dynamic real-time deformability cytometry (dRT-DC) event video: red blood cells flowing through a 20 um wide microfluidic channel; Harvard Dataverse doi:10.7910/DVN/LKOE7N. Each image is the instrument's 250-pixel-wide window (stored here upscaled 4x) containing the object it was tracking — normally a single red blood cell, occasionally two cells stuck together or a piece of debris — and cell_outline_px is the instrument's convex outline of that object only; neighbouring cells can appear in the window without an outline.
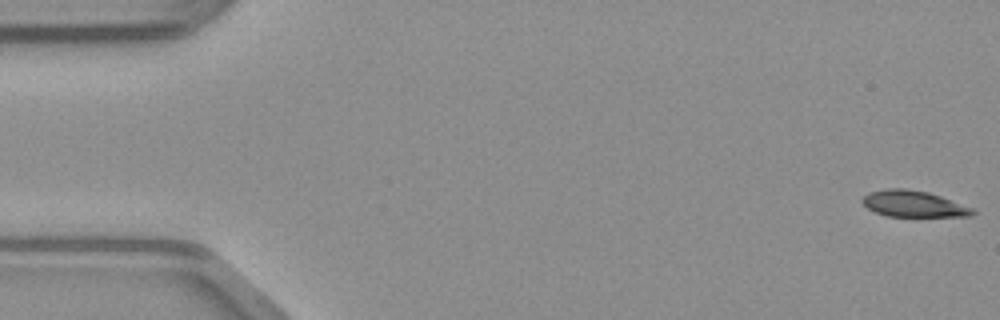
{"species": "common noctule bat (a hibernating species)", "species_latin": "Nyctalus noctula", "temperature_condition": "warm", "stored_images_in_passage": 49, "camera_frame_rate_fps": 3000, "um_per_image_px": 0.085, "animal": {"sex": "male", "body_mass_g": 23.1, "forearm_length_mm": 52.7}, "frame": {"image": 1, "passage_image": 1, "time_ms": 0.0, "image_size_px": [1000, 320], "cell_outline_px": [[976, 212], [972, 216], [888, 216], [876, 212], [868, 208], [860, 200], [868, 192], [888, 188], [904, 188], [928, 192], [940, 196], [972, 208]], "centroid_in_image_um": [77.62, 17.32], "position_along_channel_um": 7.4, "area_um2": 16.7}}
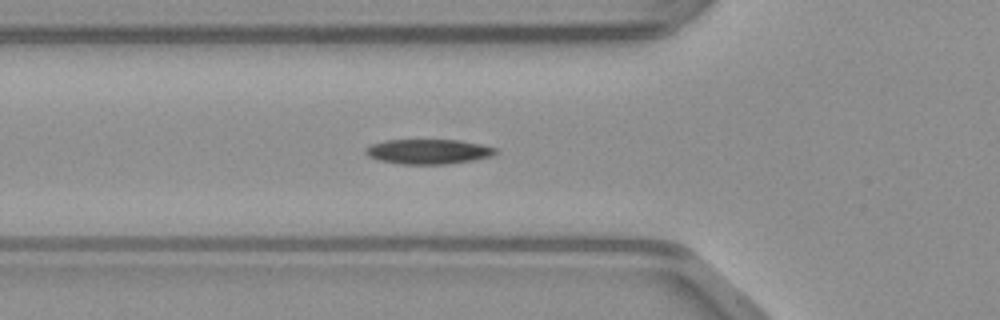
{"frame": {"image": 2, "passage_image": 17, "time_ms": 5.333, "image_size_px": [1000, 320], "cell_outline_px": [[496, 152], [492, 156], [476, 160], [444, 164], [400, 164], [380, 160], [368, 156], [364, 152], [364, 148], [372, 144], [384, 140], [460, 140], [484, 144], [496, 148]], "centroid_in_image_um": [36.42, 12.88], "position_along_channel_um": 89.4, "area_um2": 18.96}}
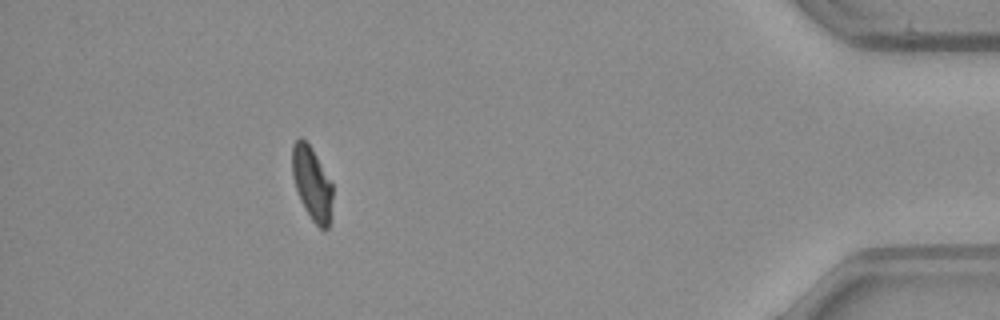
{"frame": {"image": 3, "passage_image": 44, "time_ms": 14.333, "image_size_px": [1000, 320], "cell_outline_px": [[332, 196], [328, 228], [320, 228], [312, 220], [304, 208], [300, 200], [292, 176], [292, 144], [300, 136], [312, 148], [332, 184]], "centroid_in_image_um": [26.49, 15.56], "position_along_channel_um": 408.7, "area_um2": 16.99}}